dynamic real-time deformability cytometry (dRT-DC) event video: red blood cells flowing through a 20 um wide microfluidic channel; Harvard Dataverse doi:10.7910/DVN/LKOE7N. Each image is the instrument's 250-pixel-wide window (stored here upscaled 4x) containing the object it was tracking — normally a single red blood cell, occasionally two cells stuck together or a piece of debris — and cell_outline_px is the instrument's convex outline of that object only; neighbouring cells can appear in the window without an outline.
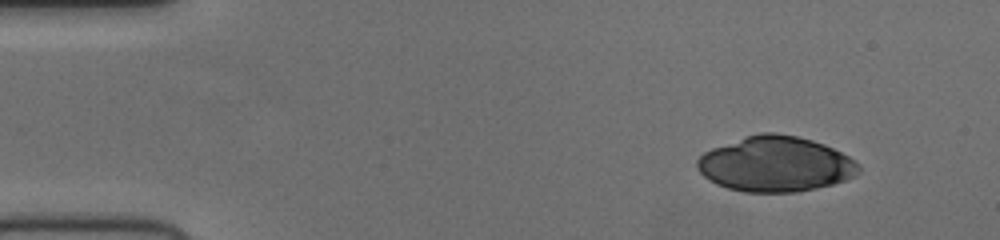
{"species": "human", "species_latin": "Homo sapiens", "temperature_condition": "cold", "stored_images_in_passage": 47, "camera_frame_rate_fps": 3000, "um_per_image_px": 0.085, "donor": {"sex": "female"}, "frame": {"image": 1, "passage_image": 1, "time_ms": 0.0, "image_size_px": [1000, 240], "cell_outline_px": [[860, 172], [844, 180], [832, 184], [816, 188], [796, 192], [744, 192], [728, 188], [716, 184], [708, 180], [696, 168], [696, 160], [704, 152], [712, 148], [744, 136], [760, 132], [776, 132], [796, 136], [812, 140], [824, 144], [848, 156], [860, 168]], "centroid_in_image_um": [65.86, 13.94], "position_along_channel_um": 19.1, "area_um2": 51.96}}